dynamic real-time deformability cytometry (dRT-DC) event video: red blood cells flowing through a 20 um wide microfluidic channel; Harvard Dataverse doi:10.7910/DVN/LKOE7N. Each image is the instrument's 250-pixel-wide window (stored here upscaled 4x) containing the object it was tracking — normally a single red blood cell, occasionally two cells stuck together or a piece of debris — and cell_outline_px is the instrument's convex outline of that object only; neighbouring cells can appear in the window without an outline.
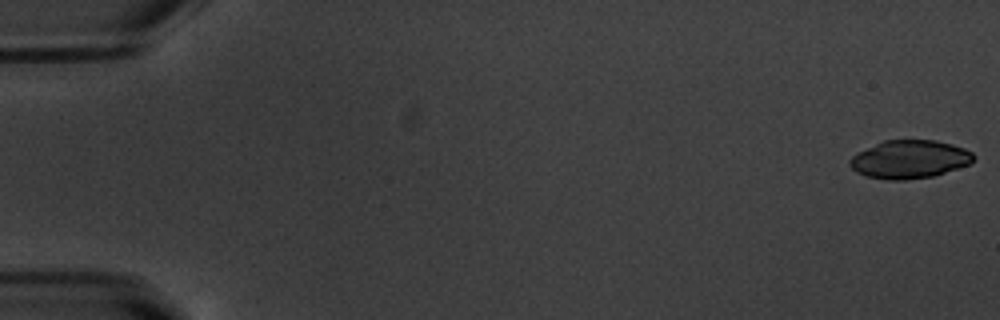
{"species": "common noctule bat (a hibernating species)", "species_latin": "Nyctalus noctula", "temperature_condition": "warm", "stored_images_in_passage": 7, "camera_frame_rate_fps": 3000, "um_per_image_px": 0.085, "animal": {"sex": "male", "body_mass_g": 20.1, "forearm_length_mm": 53.5}, "frame": {"image": 1, "passage_image": 1, "time_ms": 0.0, "image_size_px": [1000, 320], "cell_outline_px": [[976, 156], [972, 164], [932, 176], [904, 180], [888, 180], [868, 176], [856, 172], [848, 164], [848, 160], [852, 156], [884, 140], [936, 140], [952, 144], [964, 148], [972, 152]], "centroid_in_image_um": [77.35, 13.54], "position_along_channel_um": 7.6, "area_um2": 27.51}}